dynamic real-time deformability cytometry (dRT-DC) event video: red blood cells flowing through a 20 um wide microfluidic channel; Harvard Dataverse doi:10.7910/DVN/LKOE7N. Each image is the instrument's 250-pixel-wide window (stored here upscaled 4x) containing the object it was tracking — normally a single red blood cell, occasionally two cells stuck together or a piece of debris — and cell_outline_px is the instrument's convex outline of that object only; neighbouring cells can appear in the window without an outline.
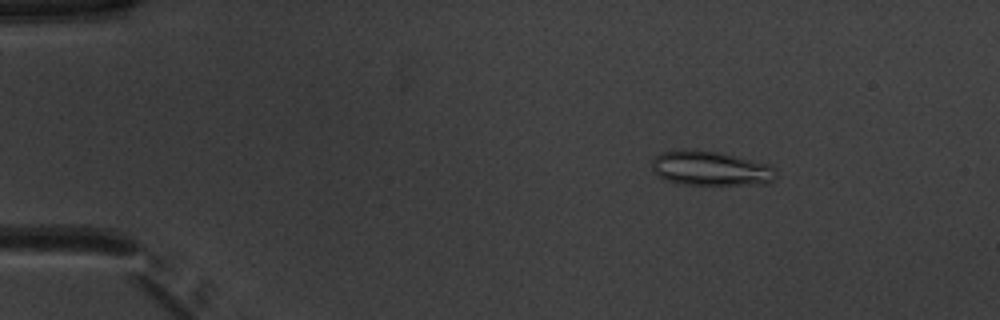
{"species": "common noctule bat (a hibernating species)", "species_latin": "Nyctalus noctula", "temperature_condition": "warm", "stored_images_in_passage": 44, "camera_frame_rate_fps": 3000, "um_per_image_px": 0.085, "animal": {"sex": "male", "body_mass_g": 20.1, "forearm_length_mm": 53.5}, "frame": {"image": 1, "passage_image": 1, "time_ms": 0.0, "image_size_px": [1000, 320], "cell_outline_px": [[776, 180], [764, 184], [684, 184], [664, 180], [652, 168], [652, 160], [660, 152], [720, 152], [768, 164], [776, 168]], "centroid_in_image_um": [60.48, 14.35], "position_along_channel_um": 24.5, "area_um2": 24.22}}
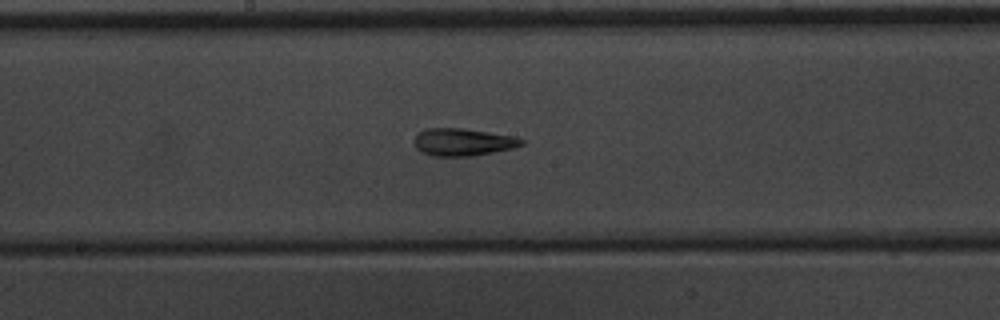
{"frame": {"image": 2, "passage_image": 21, "time_ms": 6.667, "image_size_px": [1000, 320], "cell_outline_px": [[524, 144], [512, 148], [472, 156], [432, 156], [416, 148], [412, 140], [420, 132], [428, 128], [464, 128], [516, 136], [524, 140]], "centroid_in_image_um": [39.36, 12.07], "position_along_channel_um": 208.8, "area_um2": 17.17}}
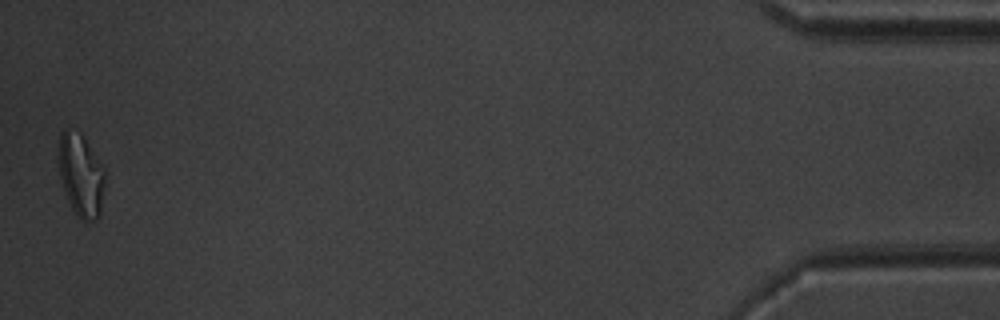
{"frame": {"image": 3, "passage_image": 44, "time_ms": 14.333, "image_size_px": [1000, 320], "cell_outline_px": [[104, 180], [100, 216], [96, 220], [80, 220], [76, 216], [68, 200], [60, 176], [56, 156], [60, 132], [68, 128], [80, 132], [84, 136], [104, 168]], "centroid_in_image_um": [6.85, 14.84], "position_along_channel_um": 428.4, "area_um2": 22.66}, "authors_computed_cell_mechanics": {"area_um2": 17.6868, "velocity_mm_per_s": 3.9741, "shape_relaxation_time_tau1_ms": null, "shape_relaxation_time_tau2_ms": 2.7737, "deformation_change_tau1": null, "deformation_change_tau2": 0.1265}}